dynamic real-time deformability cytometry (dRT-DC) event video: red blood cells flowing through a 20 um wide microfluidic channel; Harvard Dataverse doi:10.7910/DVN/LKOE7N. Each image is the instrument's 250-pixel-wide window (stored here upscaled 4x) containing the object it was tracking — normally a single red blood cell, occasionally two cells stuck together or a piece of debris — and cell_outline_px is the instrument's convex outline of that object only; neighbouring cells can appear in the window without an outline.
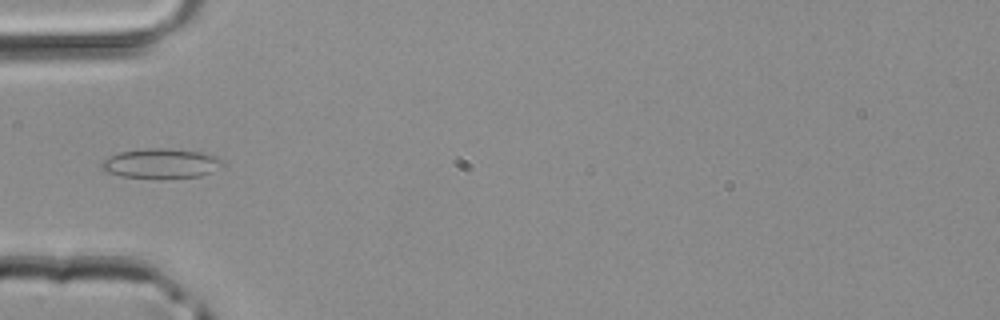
{"species": "common noctule bat (a hibernating species)", "species_latin": "Nyctalus noctula", "temperature_condition": "room temperature", "stored_images_in_passage": 4, "camera_frame_rate_fps": 3000, "um_per_image_px": 0.085, "animal": {"sex": "male", "body_mass_g": 20.4}, "frame": {"image": 1, "passage_image": 4, "time_ms": 1.0, "image_size_px": [1000, 320], "cell_outline_px": [[224, 168], [200, 176], [160, 180], [120, 176], [108, 172], [100, 168], [100, 164], [108, 156], [120, 152], [148, 148], [168, 148], [204, 152], [216, 156], [224, 160]], "centroid_in_image_um": [13.75, 13.92], "position_along_channel_um": 71.3, "area_um2": 21.79}}